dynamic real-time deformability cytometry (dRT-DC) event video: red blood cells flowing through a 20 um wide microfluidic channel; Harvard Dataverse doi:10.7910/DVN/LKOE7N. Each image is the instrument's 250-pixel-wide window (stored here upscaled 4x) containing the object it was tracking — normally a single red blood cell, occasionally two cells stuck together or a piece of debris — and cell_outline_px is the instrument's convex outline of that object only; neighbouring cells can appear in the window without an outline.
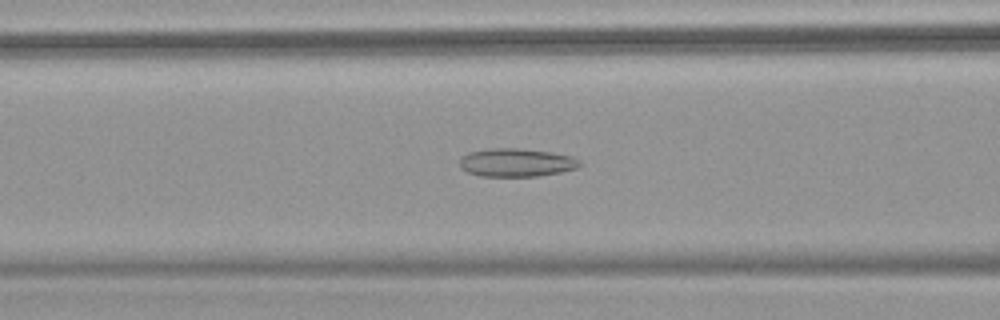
{"species": "common noctule bat (a hibernating species)", "species_latin": "Nyctalus noctula", "temperature_condition": "warm", "stored_images_in_passage": 54, "camera_frame_rate_fps": 3000, "um_per_image_px": 0.085, "animal": {"sex": "female", "body_mass_g": 18.4}, "frame": {"image": 1, "passage_image": 23, "time_ms": 7.333, "image_size_px": [1000, 320], "cell_outline_px": [[580, 164], [576, 168], [560, 172], [536, 176], [480, 176], [468, 172], [460, 168], [460, 156], [468, 152], [488, 148], [516, 148], [552, 152], [572, 156], [580, 160]], "centroid_in_image_um": [43.85, 13.8], "position_along_channel_um": 122.7, "area_um2": 19.83}}
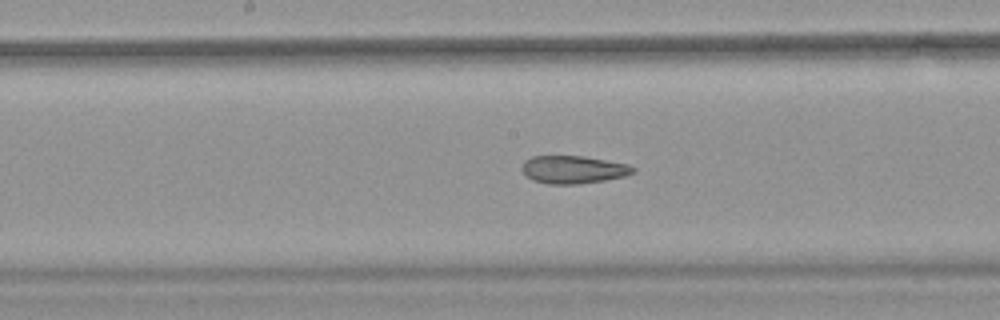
{"frame": {"image": 2, "passage_image": 29, "time_ms": 9.333, "image_size_px": [1000, 320], "cell_outline_px": [[636, 172], [624, 176], [604, 180], [580, 184], [548, 184], [532, 180], [520, 168], [524, 160], [532, 156], [584, 156], [628, 164], [636, 168]], "centroid_in_image_um": [48.73, 14.41], "position_along_channel_um": 199.5, "area_um2": 18.09}}
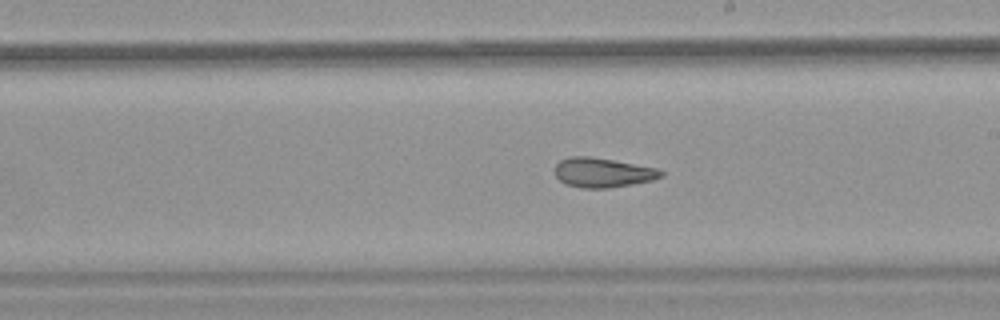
{"frame": {"image": 3, "passage_image": 32, "time_ms": 10.333, "image_size_px": [1000, 320], "cell_outline_px": [[664, 176], [652, 180], [632, 184], [608, 188], [580, 188], [564, 184], [552, 172], [552, 168], [560, 160], [572, 156], [588, 156], [660, 168], [664, 172]], "centroid_in_image_um": [51.21, 14.67], "position_along_channel_um": 237.8, "area_um2": 18.55}, "authors_computed_cell_mechanics": {"area_um2": 22.3686, "velocity_mm_per_s": 3.849, "shape_relaxation_time_tau1_ms": null, "shape_relaxation_time_tau2_ms": 2.1365, "deformation_change_tau1": null, "deformation_change_tau2": 0.1024}}